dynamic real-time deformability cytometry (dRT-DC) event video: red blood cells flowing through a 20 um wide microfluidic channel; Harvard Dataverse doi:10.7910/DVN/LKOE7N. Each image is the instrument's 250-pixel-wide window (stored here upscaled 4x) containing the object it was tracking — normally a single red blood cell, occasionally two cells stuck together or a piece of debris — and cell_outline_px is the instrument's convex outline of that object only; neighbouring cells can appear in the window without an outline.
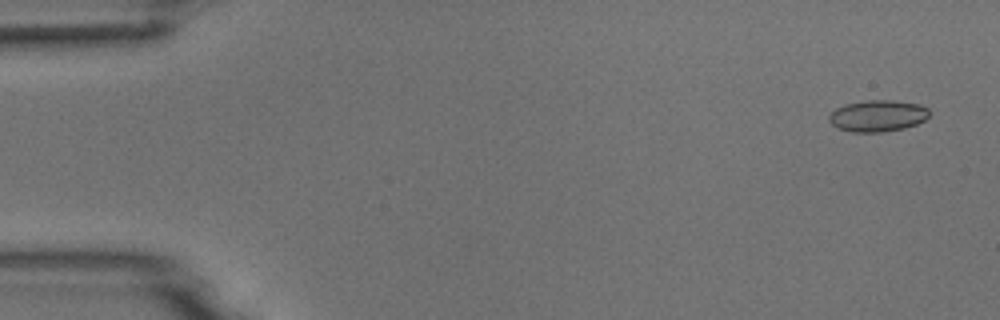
{"species": "common noctule bat (a hibernating species)", "species_latin": "Nyctalus noctula", "temperature_condition": "room temperature", "stored_images_in_passage": 4, "camera_frame_rate_fps": 3000, "um_per_image_px": 0.085, "animal": {"sex": "male", "body_mass_g": 18.8}, "frame": {"image": 1, "passage_image": 1, "time_ms": 0.0, "image_size_px": [1000, 320], "cell_outline_px": [[928, 116], [924, 120], [916, 124], [904, 128], [880, 132], [852, 132], [836, 128], [828, 120], [828, 116], [836, 108], [844, 104], [864, 100], [892, 100], [920, 104], [928, 108]], "centroid_in_image_um": [74.57, 9.84], "position_along_channel_um": 10.4, "area_um2": 18.5}}
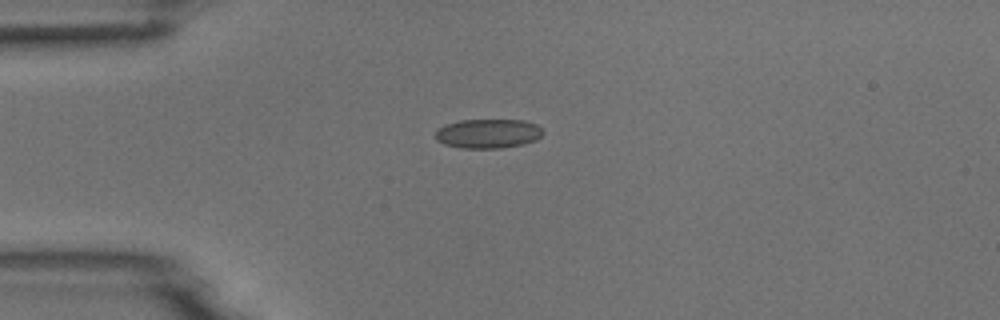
{"frame": {"image": 2, "passage_image": 4, "time_ms": 1.0, "image_size_px": [1000, 320], "cell_outline_px": [[544, 132], [536, 140], [524, 144], [500, 148], [460, 148], [444, 144], [436, 140], [436, 132], [440, 128], [448, 124], [460, 120], [524, 120], [536, 124]], "centroid_in_image_um": [41.5, 11.36], "position_along_channel_um": 43.5, "area_um2": 18.26}}